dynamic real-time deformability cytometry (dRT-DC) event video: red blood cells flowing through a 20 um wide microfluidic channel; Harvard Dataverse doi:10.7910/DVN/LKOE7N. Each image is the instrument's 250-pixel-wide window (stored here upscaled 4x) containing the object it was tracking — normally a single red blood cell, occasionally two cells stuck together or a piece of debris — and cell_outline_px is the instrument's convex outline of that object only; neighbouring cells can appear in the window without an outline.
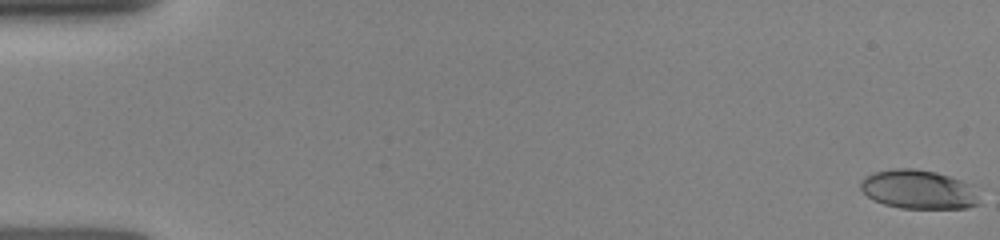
{"species": "human", "species_latin": "Homo sapiens", "temperature_condition": "room temperature", "stored_images_in_passage": 81, "camera_frame_rate_fps": 3000, "um_per_image_px": 0.085, "donor": {"sex": "female"}, "frame": {"image": 1, "passage_image": 1, "time_ms": 0.0, "image_size_px": [1000, 240], "cell_outline_px": [[980, 204], [968, 208], [900, 208], [884, 204], [872, 200], [860, 188], [860, 180], [864, 176], [872, 172], [892, 168], [916, 168], [936, 172], [976, 184]], "centroid_in_image_um": [78.11, 16.09], "position_along_channel_um": 6.9, "area_um2": 27.69}}
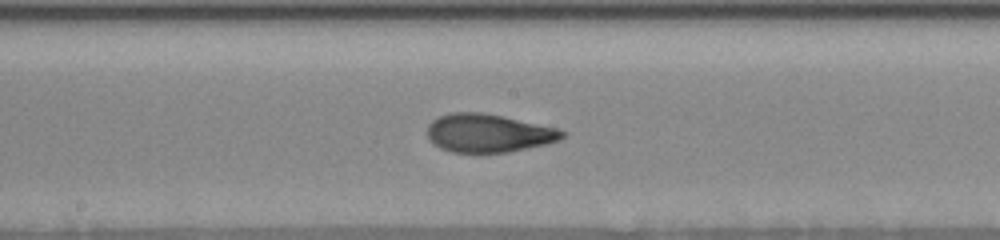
{"frame": {"image": 2, "passage_image": 52, "time_ms": 8.667, "image_size_px": [1000, 240], "cell_outline_px": [[568, 132], [560, 140], [548, 144], [508, 152], [452, 152], [440, 148], [428, 140], [428, 124], [432, 120], [440, 116], [452, 112], [480, 112], [500, 116], [556, 128]], "centroid_in_image_um": [41.51, 11.32], "position_along_channel_um": 206.7, "area_um2": 29.94}}
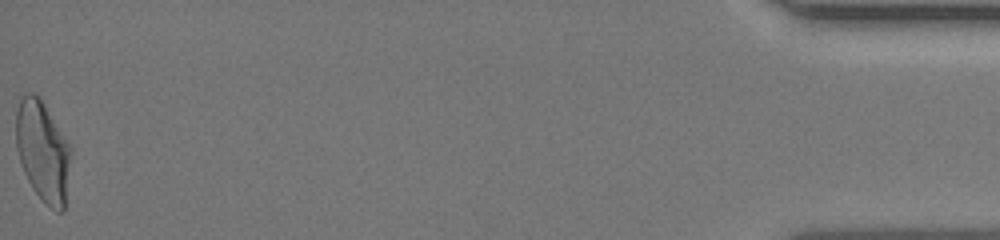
{"frame": {"image": 3, "passage_image": 81, "time_ms": 16.333, "image_size_px": [1000, 240], "cell_outline_px": [[72, 152], [64, 212], [56, 212], [44, 204], [32, 188], [24, 172], [16, 148], [16, 112], [20, 96], [24, 92], [32, 92], [40, 96], [72, 148]], "centroid_in_image_um": [3.65, 12.85], "position_along_channel_um": 431.6, "area_um2": 32.77}}